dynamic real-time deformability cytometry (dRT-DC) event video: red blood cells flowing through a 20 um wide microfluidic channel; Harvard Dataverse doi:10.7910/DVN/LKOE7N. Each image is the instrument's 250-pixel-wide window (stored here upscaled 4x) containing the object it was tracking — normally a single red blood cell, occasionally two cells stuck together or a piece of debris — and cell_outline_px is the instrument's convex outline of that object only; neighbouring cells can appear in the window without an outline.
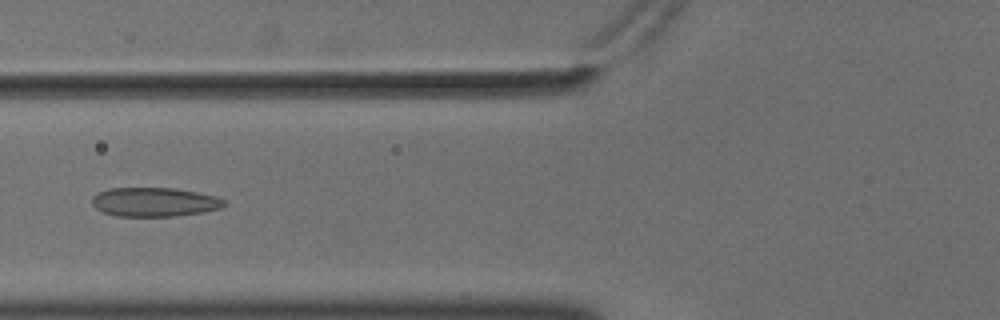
{"species": "common noctule bat (a hibernating species)", "species_latin": "Nyctalus noctula", "temperature_condition": "cold", "stored_images_in_passage": 56, "camera_frame_rate_fps": 3000, "um_per_image_px": 0.085, "animal": {"sex": "male", "body_mass_g": 18.8}, "frame": {"image": 1, "passage_image": 23, "time_ms": 7.333, "image_size_px": [1000, 320], "cell_outline_px": [[228, 204], [220, 208], [204, 212], [176, 216], [116, 216], [104, 212], [96, 208], [92, 204], [92, 196], [108, 188], [176, 188], [216, 196], [224, 200]], "centroid_in_image_um": [13.14, 17.17], "position_along_channel_um": 112.7, "area_um2": 22.43}}
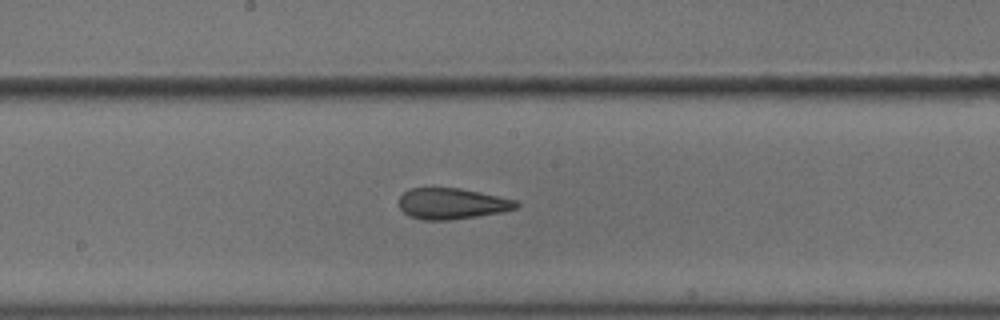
{"frame": {"image": 2, "passage_image": 31, "time_ms": 10.0, "image_size_px": [1000, 320], "cell_outline_px": [[520, 208], [500, 212], [476, 216], [448, 220], [420, 220], [408, 216], [400, 208], [400, 196], [408, 188], [460, 188], [480, 192], [516, 200], [520, 204]], "centroid_in_image_um": [38.41, 17.31], "position_along_channel_um": 209.8, "area_um2": 21.21}}
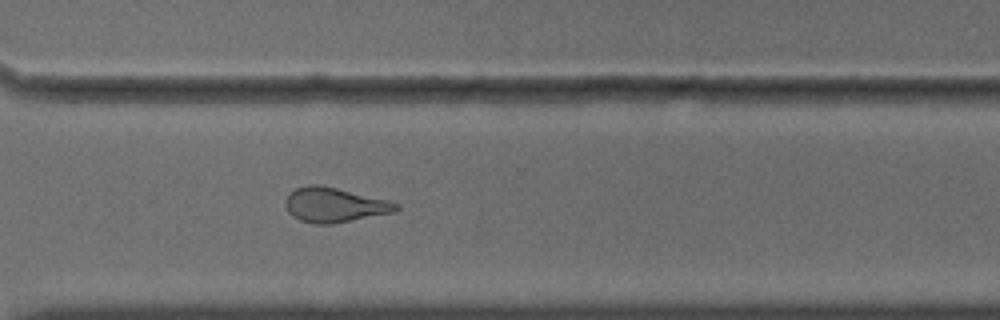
{"frame": {"image": 3, "passage_image": 42, "time_ms": 13.667, "image_size_px": [1000, 320], "cell_outline_px": [[400, 208], [392, 212], [332, 224], [316, 224], [300, 220], [292, 216], [288, 212], [284, 204], [284, 200], [296, 188], [308, 184], [320, 184], [388, 200], [400, 204]], "centroid_in_image_um": [28.4, 17.41], "position_along_channel_um": 342.2, "area_um2": 22.25}, "authors_computed_cell_mechanics": {"area_um2": 23.3801, "velocity_mm_per_s": 3.6253, "shape_relaxation_time_tau1_ms": null, "shape_relaxation_time_tau2_ms": 2.1694, "deformation_change_tau1": null, "deformation_change_tau2": 0.0929}}